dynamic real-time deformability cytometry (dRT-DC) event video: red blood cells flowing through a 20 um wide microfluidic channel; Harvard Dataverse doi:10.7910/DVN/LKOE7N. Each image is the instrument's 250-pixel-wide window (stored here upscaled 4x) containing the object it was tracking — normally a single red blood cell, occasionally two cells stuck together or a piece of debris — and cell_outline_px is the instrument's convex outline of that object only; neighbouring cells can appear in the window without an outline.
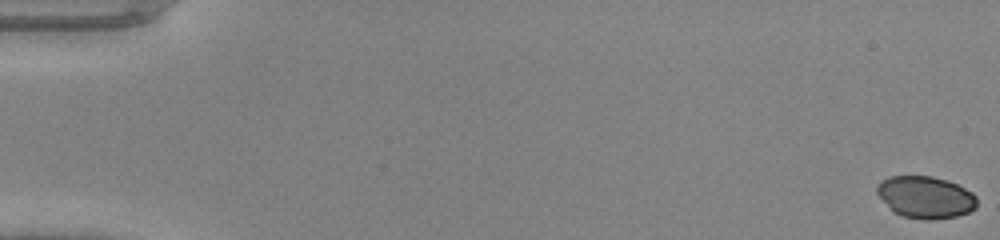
{"species": "common noctule bat (a hibernating species)", "species_latin": "Nyctalus noctula", "temperature_condition": "warm", "stored_images_in_passage": 49, "camera_frame_rate_fps": 3000, "um_per_image_px": 0.085, "animal": {"sex": "male", "body_mass_g": 20.0, "forearm_length_mm": 53.3}, "frame": {"image": 1, "passage_image": 1, "time_ms": 0.0, "image_size_px": [1000, 240], "cell_outline_px": [[976, 208], [968, 212], [956, 216], [932, 220], [924, 220], [900, 216], [892, 212], [876, 192], [876, 188], [880, 180], [888, 176], [932, 176], [948, 180], [972, 192], [976, 196]], "centroid_in_image_um": [78.63, 16.76], "position_along_channel_um": 6.4, "area_um2": 24.74}}
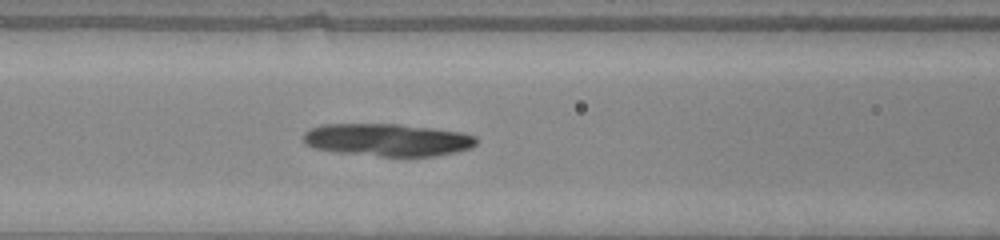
{"frame": {"image": 2, "passage_image": 22, "time_ms": 7.0, "image_size_px": [1000, 240], "cell_outline_px": [[476, 144], [472, 148], [456, 152], [436, 156], [380, 156], [336, 152], [312, 148], [304, 144], [304, 132], [308, 128], [320, 124], [400, 124], [432, 128], [460, 132], [476, 136]], "centroid_in_image_um": [32.9, 11.89], "position_along_channel_um": 133.7, "area_um2": 33.06}}
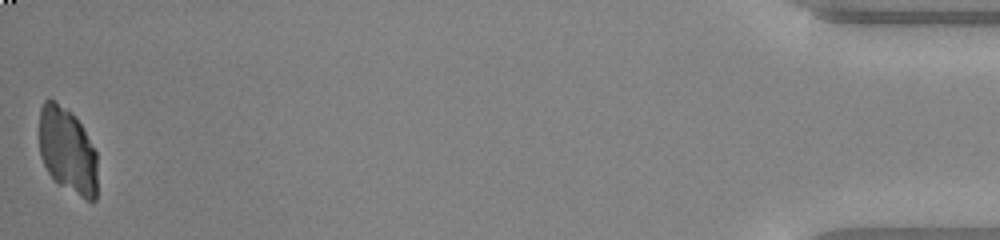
{"frame": {"image": 3, "passage_image": 49, "time_ms": 16.0, "image_size_px": [1000, 240], "cell_outline_px": [[96, 200], [84, 200], [60, 184], [48, 172], [40, 156], [40, 108], [44, 100], [52, 100], [72, 112], [80, 124], [96, 152]], "centroid_in_image_um": [5.73, 12.8], "position_along_channel_um": 429.5, "area_um2": 28.67}}